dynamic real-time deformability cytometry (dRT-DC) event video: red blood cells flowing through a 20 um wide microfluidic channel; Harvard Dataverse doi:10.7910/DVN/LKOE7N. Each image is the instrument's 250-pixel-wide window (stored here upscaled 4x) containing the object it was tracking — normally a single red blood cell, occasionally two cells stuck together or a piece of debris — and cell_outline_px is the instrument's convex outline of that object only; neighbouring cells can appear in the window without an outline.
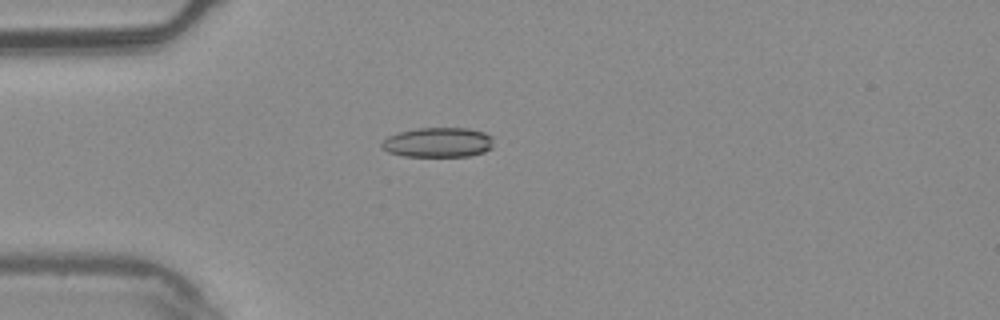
{"species": "common noctule bat (a hibernating species)", "species_latin": "Nyctalus noctula", "temperature_condition": "warm", "stored_images_in_passage": 2, "camera_frame_rate_fps": 3000, "um_per_image_px": 0.085, "animal": {"sex": "male", "body_mass_g": 20.4}, "frame": {"image": 1, "passage_image": 1, "time_ms": 0.0, "image_size_px": [1000, 320], "cell_outline_px": [[492, 148], [484, 152], [468, 156], [404, 156], [388, 152], [380, 148], [380, 140], [396, 132], [416, 128], [468, 128], [484, 132], [492, 136]], "centroid_in_image_um": [37.18, 12.1], "position_along_channel_um": 47.8, "area_um2": 19.71}}